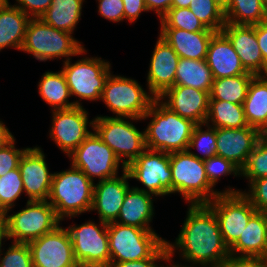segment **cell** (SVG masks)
<instances>
[{"label":"cell","instance_id":"6da1fadb","mask_svg":"<svg viewBox=\"0 0 267 267\" xmlns=\"http://www.w3.org/2000/svg\"><path fill=\"white\" fill-rule=\"evenodd\" d=\"M181 226L175 242L166 240L169 261L173 263L178 252L183 261L191 264L182 265L176 261L174 264L180 267H222L230 250L223 240L214 211L206 203L189 204Z\"/></svg>","mask_w":267,"mask_h":267},{"label":"cell","instance_id":"7a4b0ae2","mask_svg":"<svg viewBox=\"0 0 267 267\" xmlns=\"http://www.w3.org/2000/svg\"><path fill=\"white\" fill-rule=\"evenodd\" d=\"M150 118L145 129V144L149 150L167 153L187 151L196 123L176 114L155 98L142 120Z\"/></svg>","mask_w":267,"mask_h":267},{"label":"cell","instance_id":"3957f363","mask_svg":"<svg viewBox=\"0 0 267 267\" xmlns=\"http://www.w3.org/2000/svg\"><path fill=\"white\" fill-rule=\"evenodd\" d=\"M172 171V194H181L188 204L208 203L220 193H241L236 188L217 191L209 183L203 160L194 157L188 150L170 153Z\"/></svg>","mask_w":267,"mask_h":267},{"label":"cell","instance_id":"277c9868","mask_svg":"<svg viewBox=\"0 0 267 267\" xmlns=\"http://www.w3.org/2000/svg\"><path fill=\"white\" fill-rule=\"evenodd\" d=\"M94 184L80 169L71 165L69 169L53 172L47 201L62 221L78 217L91 210Z\"/></svg>","mask_w":267,"mask_h":267},{"label":"cell","instance_id":"5b68a950","mask_svg":"<svg viewBox=\"0 0 267 267\" xmlns=\"http://www.w3.org/2000/svg\"><path fill=\"white\" fill-rule=\"evenodd\" d=\"M21 51L31 54L36 60L45 62L87 53L84 45L72 33L57 30L40 18H31L27 24Z\"/></svg>","mask_w":267,"mask_h":267},{"label":"cell","instance_id":"8992f818","mask_svg":"<svg viewBox=\"0 0 267 267\" xmlns=\"http://www.w3.org/2000/svg\"><path fill=\"white\" fill-rule=\"evenodd\" d=\"M133 121L142 119L114 115L94 117L93 130L125 167L147 149L145 131H139Z\"/></svg>","mask_w":267,"mask_h":267},{"label":"cell","instance_id":"52a82bcc","mask_svg":"<svg viewBox=\"0 0 267 267\" xmlns=\"http://www.w3.org/2000/svg\"><path fill=\"white\" fill-rule=\"evenodd\" d=\"M110 262L138 261L151 258L165 243L153 229L108 223Z\"/></svg>","mask_w":267,"mask_h":267},{"label":"cell","instance_id":"ba28073f","mask_svg":"<svg viewBox=\"0 0 267 267\" xmlns=\"http://www.w3.org/2000/svg\"><path fill=\"white\" fill-rule=\"evenodd\" d=\"M61 68L66 78L75 106H83L82 100L98 101L104 90L107 78L111 74V63L100 57H83L71 62V59L62 63Z\"/></svg>","mask_w":267,"mask_h":267},{"label":"cell","instance_id":"9c48e42d","mask_svg":"<svg viewBox=\"0 0 267 267\" xmlns=\"http://www.w3.org/2000/svg\"><path fill=\"white\" fill-rule=\"evenodd\" d=\"M112 74L106 80L101 100L115 117L142 119L155 97L135 79Z\"/></svg>","mask_w":267,"mask_h":267},{"label":"cell","instance_id":"30bf717a","mask_svg":"<svg viewBox=\"0 0 267 267\" xmlns=\"http://www.w3.org/2000/svg\"><path fill=\"white\" fill-rule=\"evenodd\" d=\"M8 240L28 243L62 225L55 209L47 201H28L25 208L9 215L6 213ZM61 222V223H60Z\"/></svg>","mask_w":267,"mask_h":267},{"label":"cell","instance_id":"8fae6325","mask_svg":"<svg viewBox=\"0 0 267 267\" xmlns=\"http://www.w3.org/2000/svg\"><path fill=\"white\" fill-rule=\"evenodd\" d=\"M71 165L80 169L93 183L115 178L118 176L120 165L125 166L116 157L113 150L93 132L68 155Z\"/></svg>","mask_w":267,"mask_h":267},{"label":"cell","instance_id":"7c38bea8","mask_svg":"<svg viewBox=\"0 0 267 267\" xmlns=\"http://www.w3.org/2000/svg\"><path fill=\"white\" fill-rule=\"evenodd\" d=\"M130 179L139 181L144 187L134 188L164 197L172 194V171L170 153L146 149L125 167Z\"/></svg>","mask_w":267,"mask_h":267},{"label":"cell","instance_id":"4fadbf2b","mask_svg":"<svg viewBox=\"0 0 267 267\" xmlns=\"http://www.w3.org/2000/svg\"><path fill=\"white\" fill-rule=\"evenodd\" d=\"M65 227L70 235L74 256L80 267L110 264L108 224L99 220Z\"/></svg>","mask_w":267,"mask_h":267},{"label":"cell","instance_id":"5bb4252c","mask_svg":"<svg viewBox=\"0 0 267 267\" xmlns=\"http://www.w3.org/2000/svg\"><path fill=\"white\" fill-rule=\"evenodd\" d=\"M206 204L214 211L228 248L239 239L250 217L257 211L242 193H220Z\"/></svg>","mask_w":267,"mask_h":267},{"label":"cell","instance_id":"9a60e30c","mask_svg":"<svg viewBox=\"0 0 267 267\" xmlns=\"http://www.w3.org/2000/svg\"><path fill=\"white\" fill-rule=\"evenodd\" d=\"M83 106L53 110L49 137L67 156L71 154L93 131L94 119ZM91 127V131L88 129Z\"/></svg>","mask_w":267,"mask_h":267},{"label":"cell","instance_id":"2e32d148","mask_svg":"<svg viewBox=\"0 0 267 267\" xmlns=\"http://www.w3.org/2000/svg\"><path fill=\"white\" fill-rule=\"evenodd\" d=\"M27 244L33 267H80L74 256L70 235L61 225Z\"/></svg>","mask_w":267,"mask_h":267},{"label":"cell","instance_id":"e0dca14e","mask_svg":"<svg viewBox=\"0 0 267 267\" xmlns=\"http://www.w3.org/2000/svg\"><path fill=\"white\" fill-rule=\"evenodd\" d=\"M19 170L28 201L48 200L53 173L49 172L44 151L28 148L19 162Z\"/></svg>","mask_w":267,"mask_h":267},{"label":"cell","instance_id":"ac0fdd59","mask_svg":"<svg viewBox=\"0 0 267 267\" xmlns=\"http://www.w3.org/2000/svg\"><path fill=\"white\" fill-rule=\"evenodd\" d=\"M209 93L197 88L174 85L158 99L179 116L190 119L196 124H203L209 110Z\"/></svg>","mask_w":267,"mask_h":267},{"label":"cell","instance_id":"d6986e66","mask_svg":"<svg viewBox=\"0 0 267 267\" xmlns=\"http://www.w3.org/2000/svg\"><path fill=\"white\" fill-rule=\"evenodd\" d=\"M157 38L146 78L148 91L155 98L175 85L176 70L180 58L166 41L160 36Z\"/></svg>","mask_w":267,"mask_h":267},{"label":"cell","instance_id":"ffe728a7","mask_svg":"<svg viewBox=\"0 0 267 267\" xmlns=\"http://www.w3.org/2000/svg\"><path fill=\"white\" fill-rule=\"evenodd\" d=\"M221 32L229 39L248 72L254 75H267V65L256 37V25L226 23Z\"/></svg>","mask_w":267,"mask_h":267},{"label":"cell","instance_id":"44dd1931","mask_svg":"<svg viewBox=\"0 0 267 267\" xmlns=\"http://www.w3.org/2000/svg\"><path fill=\"white\" fill-rule=\"evenodd\" d=\"M260 139V131L254 127L216 128L217 156L223 157L240 170Z\"/></svg>","mask_w":267,"mask_h":267},{"label":"cell","instance_id":"7402d4cb","mask_svg":"<svg viewBox=\"0 0 267 267\" xmlns=\"http://www.w3.org/2000/svg\"><path fill=\"white\" fill-rule=\"evenodd\" d=\"M129 179L128 173L122 170L121 176L94 184L90 211H97L100 221L108 224L117 220L125 195L130 188Z\"/></svg>","mask_w":267,"mask_h":267},{"label":"cell","instance_id":"603a6c76","mask_svg":"<svg viewBox=\"0 0 267 267\" xmlns=\"http://www.w3.org/2000/svg\"><path fill=\"white\" fill-rule=\"evenodd\" d=\"M206 62L214 79L246 74L241 59L234 50L229 39L216 32L208 45Z\"/></svg>","mask_w":267,"mask_h":267},{"label":"cell","instance_id":"cb8c5ba5","mask_svg":"<svg viewBox=\"0 0 267 267\" xmlns=\"http://www.w3.org/2000/svg\"><path fill=\"white\" fill-rule=\"evenodd\" d=\"M159 36L180 58L206 60L207 49L216 32H188L177 28H160Z\"/></svg>","mask_w":267,"mask_h":267},{"label":"cell","instance_id":"d4e9b609","mask_svg":"<svg viewBox=\"0 0 267 267\" xmlns=\"http://www.w3.org/2000/svg\"><path fill=\"white\" fill-rule=\"evenodd\" d=\"M154 197L152 194L131 186L125 195L119 216L115 222L142 229H153L150 223L155 215Z\"/></svg>","mask_w":267,"mask_h":267},{"label":"cell","instance_id":"484cf974","mask_svg":"<svg viewBox=\"0 0 267 267\" xmlns=\"http://www.w3.org/2000/svg\"><path fill=\"white\" fill-rule=\"evenodd\" d=\"M229 250L235 256L267 257L266 213L256 211Z\"/></svg>","mask_w":267,"mask_h":267},{"label":"cell","instance_id":"4316f807","mask_svg":"<svg viewBox=\"0 0 267 267\" xmlns=\"http://www.w3.org/2000/svg\"><path fill=\"white\" fill-rule=\"evenodd\" d=\"M30 19L11 3L0 9V52L8 47L21 51Z\"/></svg>","mask_w":267,"mask_h":267},{"label":"cell","instance_id":"83f0119b","mask_svg":"<svg viewBox=\"0 0 267 267\" xmlns=\"http://www.w3.org/2000/svg\"><path fill=\"white\" fill-rule=\"evenodd\" d=\"M249 126L261 131L267 125V75H256L243 103Z\"/></svg>","mask_w":267,"mask_h":267},{"label":"cell","instance_id":"f1b7e54d","mask_svg":"<svg viewBox=\"0 0 267 267\" xmlns=\"http://www.w3.org/2000/svg\"><path fill=\"white\" fill-rule=\"evenodd\" d=\"M85 0H52L40 19L57 30L74 33L81 20Z\"/></svg>","mask_w":267,"mask_h":267},{"label":"cell","instance_id":"f546056e","mask_svg":"<svg viewBox=\"0 0 267 267\" xmlns=\"http://www.w3.org/2000/svg\"><path fill=\"white\" fill-rule=\"evenodd\" d=\"M38 92L52 111L75 107L74 102H69L71 93L62 70L45 71L38 82Z\"/></svg>","mask_w":267,"mask_h":267},{"label":"cell","instance_id":"4dcf8cb0","mask_svg":"<svg viewBox=\"0 0 267 267\" xmlns=\"http://www.w3.org/2000/svg\"><path fill=\"white\" fill-rule=\"evenodd\" d=\"M213 80L212 72L206 60L179 58L175 85H183L210 92Z\"/></svg>","mask_w":267,"mask_h":267},{"label":"cell","instance_id":"1f68e13d","mask_svg":"<svg viewBox=\"0 0 267 267\" xmlns=\"http://www.w3.org/2000/svg\"><path fill=\"white\" fill-rule=\"evenodd\" d=\"M205 123L214 128L235 129L249 126L242 104L222 100H209V110Z\"/></svg>","mask_w":267,"mask_h":267},{"label":"cell","instance_id":"d6a6232c","mask_svg":"<svg viewBox=\"0 0 267 267\" xmlns=\"http://www.w3.org/2000/svg\"><path fill=\"white\" fill-rule=\"evenodd\" d=\"M255 76L247 72L246 74L214 79L209 100H222L243 105L251 80Z\"/></svg>","mask_w":267,"mask_h":267},{"label":"cell","instance_id":"836d02e7","mask_svg":"<svg viewBox=\"0 0 267 267\" xmlns=\"http://www.w3.org/2000/svg\"><path fill=\"white\" fill-rule=\"evenodd\" d=\"M224 14L226 23L256 25L264 21L265 2L263 0H231Z\"/></svg>","mask_w":267,"mask_h":267},{"label":"cell","instance_id":"e575fe53","mask_svg":"<svg viewBox=\"0 0 267 267\" xmlns=\"http://www.w3.org/2000/svg\"><path fill=\"white\" fill-rule=\"evenodd\" d=\"M161 28H177L188 32H215L208 29L189 8H171L160 19Z\"/></svg>","mask_w":267,"mask_h":267},{"label":"cell","instance_id":"d590c367","mask_svg":"<svg viewBox=\"0 0 267 267\" xmlns=\"http://www.w3.org/2000/svg\"><path fill=\"white\" fill-rule=\"evenodd\" d=\"M205 128V130L202 128ZM191 149L198 150L201 155L194 153ZM188 151L196 158L200 160H206L210 157L217 155V145H216V128L209 126L206 123L196 124L193 129L192 136L190 138V143Z\"/></svg>","mask_w":267,"mask_h":267},{"label":"cell","instance_id":"8d00e7d4","mask_svg":"<svg viewBox=\"0 0 267 267\" xmlns=\"http://www.w3.org/2000/svg\"><path fill=\"white\" fill-rule=\"evenodd\" d=\"M208 29L221 32L226 24L224 10L214 0H191L188 7Z\"/></svg>","mask_w":267,"mask_h":267},{"label":"cell","instance_id":"74e56055","mask_svg":"<svg viewBox=\"0 0 267 267\" xmlns=\"http://www.w3.org/2000/svg\"><path fill=\"white\" fill-rule=\"evenodd\" d=\"M24 193L23 182L19 168L8 171L0 177V211L9 213L15 207V202Z\"/></svg>","mask_w":267,"mask_h":267},{"label":"cell","instance_id":"f35d334b","mask_svg":"<svg viewBox=\"0 0 267 267\" xmlns=\"http://www.w3.org/2000/svg\"><path fill=\"white\" fill-rule=\"evenodd\" d=\"M240 177L246 178L248 184L256 179L267 177V143L259 139L249 154L246 164L241 169Z\"/></svg>","mask_w":267,"mask_h":267},{"label":"cell","instance_id":"ab89813d","mask_svg":"<svg viewBox=\"0 0 267 267\" xmlns=\"http://www.w3.org/2000/svg\"><path fill=\"white\" fill-rule=\"evenodd\" d=\"M0 250V267H33L30 248L27 243L11 242L8 249Z\"/></svg>","mask_w":267,"mask_h":267},{"label":"cell","instance_id":"60d3db41","mask_svg":"<svg viewBox=\"0 0 267 267\" xmlns=\"http://www.w3.org/2000/svg\"><path fill=\"white\" fill-rule=\"evenodd\" d=\"M203 163L207 179L214 188L222 176L233 174V177H240L241 175V170L235 164L217 155L204 160Z\"/></svg>","mask_w":267,"mask_h":267},{"label":"cell","instance_id":"b9f144b4","mask_svg":"<svg viewBox=\"0 0 267 267\" xmlns=\"http://www.w3.org/2000/svg\"><path fill=\"white\" fill-rule=\"evenodd\" d=\"M16 138L14 135L0 146V177L8 171L19 167V162L24 152L29 148L17 149L15 146Z\"/></svg>","mask_w":267,"mask_h":267},{"label":"cell","instance_id":"7bdbcfd3","mask_svg":"<svg viewBox=\"0 0 267 267\" xmlns=\"http://www.w3.org/2000/svg\"><path fill=\"white\" fill-rule=\"evenodd\" d=\"M248 191L241 193L251 202L257 211L267 212V177L253 180L248 185Z\"/></svg>","mask_w":267,"mask_h":267},{"label":"cell","instance_id":"ee69618b","mask_svg":"<svg viewBox=\"0 0 267 267\" xmlns=\"http://www.w3.org/2000/svg\"><path fill=\"white\" fill-rule=\"evenodd\" d=\"M163 261L164 264L169 262L167 243H165L151 258L138 261L110 262L108 267H164V264H160V262Z\"/></svg>","mask_w":267,"mask_h":267},{"label":"cell","instance_id":"f6af8a7d","mask_svg":"<svg viewBox=\"0 0 267 267\" xmlns=\"http://www.w3.org/2000/svg\"><path fill=\"white\" fill-rule=\"evenodd\" d=\"M98 1V14L111 22L119 23L125 20L122 0H96Z\"/></svg>","mask_w":267,"mask_h":267},{"label":"cell","instance_id":"bcb514c9","mask_svg":"<svg viewBox=\"0 0 267 267\" xmlns=\"http://www.w3.org/2000/svg\"><path fill=\"white\" fill-rule=\"evenodd\" d=\"M14 6L21 9L30 18H40L49 8L52 0H15Z\"/></svg>","mask_w":267,"mask_h":267},{"label":"cell","instance_id":"7dc6e473","mask_svg":"<svg viewBox=\"0 0 267 267\" xmlns=\"http://www.w3.org/2000/svg\"><path fill=\"white\" fill-rule=\"evenodd\" d=\"M222 267H267V257L235 256L230 254Z\"/></svg>","mask_w":267,"mask_h":267},{"label":"cell","instance_id":"c3c4849f","mask_svg":"<svg viewBox=\"0 0 267 267\" xmlns=\"http://www.w3.org/2000/svg\"><path fill=\"white\" fill-rule=\"evenodd\" d=\"M124 5L125 20L129 23L136 22L142 12H148L144 0H122Z\"/></svg>","mask_w":267,"mask_h":267},{"label":"cell","instance_id":"681fc988","mask_svg":"<svg viewBox=\"0 0 267 267\" xmlns=\"http://www.w3.org/2000/svg\"><path fill=\"white\" fill-rule=\"evenodd\" d=\"M172 1L173 0H144L148 12L154 11V14H157L159 20L171 9Z\"/></svg>","mask_w":267,"mask_h":267},{"label":"cell","instance_id":"f907efd6","mask_svg":"<svg viewBox=\"0 0 267 267\" xmlns=\"http://www.w3.org/2000/svg\"><path fill=\"white\" fill-rule=\"evenodd\" d=\"M256 37L261 50L263 60L267 65V22L256 24Z\"/></svg>","mask_w":267,"mask_h":267},{"label":"cell","instance_id":"816d5d0a","mask_svg":"<svg viewBox=\"0 0 267 267\" xmlns=\"http://www.w3.org/2000/svg\"><path fill=\"white\" fill-rule=\"evenodd\" d=\"M8 240V230H7V218L6 213L0 211V250L2 249V243Z\"/></svg>","mask_w":267,"mask_h":267},{"label":"cell","instance_id":"f5cc1de1","mask_svg":"<svg viewBox=\"0 0 267 267\" xmlns=\"http://www.w3.org/2000/svg\"><path fill=\"white\" fill-rule=\"evenodd\" d=\"M13 134L6 127L2 120H0V146H2L6 141H8Z\"/></svg>","mask_w":267,"mask_h":267},{"label":"cell","instance_id":"db71d44e","mask_svg":"<svg viewBox=\"0 0 267 267\" xmlns=\"http://www.w3.org/2000/svg\"><path fill=\"white\" fill-rule=\"evenodd\" d=\"M191 0H173L171 8H188Z\"/></svg>","mask_w":267,"mask_h":267},{"label":"cell","instance_id":"11a10c76","mask_svg":"<svg viewBox=\"0 0 267 267\" xmlns=\"http://www.w3.org/2000/svg\"><path fill=\"white\" fill-rule=\"evenodd\" d=\"M223 10H225L228 6L231 0H214Z\"/></svg>","mask_w":267,"mask_h":267},{"label":"cell","instance_id":"9f6ffc18","mask_svg":"<svg viewBox=\"0 0 267 267\" xmlns=\"http://www.w3.org/2000/svg\"><path fill=\"white\" fill-rule=\"evenodd\" d=\"M260 139L267 143V125L260 131Z\"/></svg>","mask_w":267,"mask_h":267},{"label":"cell","instance_id":"6f0895ef","mask_svg":"<svg viewBox=\"0 0 267 267\" xmlns=\"http://www.w3.org/2000/svg\"><path fill=\"white\" fill-rule=\"evenodd\" d=\"M9 3V0H0V9L6 7Z\"/></svg>","mask_w":267,"mask_h":267},{"label":"cell","instance_id":"680465c9","mask_svg":"<svg viewBox=\"0 0 267 267\" xmlns=\"http://www.w3.org/2000/svg\"><path fill=\"white\" fill-rule=\"evenodd\" d=\"M169 263V264H168ZM168 263H166V266H164V267H180V266H178V265H175L174 263L173 264H171V262L169 261ZM168 264V265H167Z\"/></svg>","mask_w":267,"mask_h":267},{"label":"cell","instance_id":"91938a15","mask_svg":"<svg viewBox=\"0 0 267 267\" xmlns=\"http://www.w3.org/2000/svg\"><path fill=\"white\" fill-rule=\"evenodd\" d=\"M264 21L267 22V2L265 3V17H264Z\"/></svg>","mask_w":267,"mask_h":267}]
</instances>
